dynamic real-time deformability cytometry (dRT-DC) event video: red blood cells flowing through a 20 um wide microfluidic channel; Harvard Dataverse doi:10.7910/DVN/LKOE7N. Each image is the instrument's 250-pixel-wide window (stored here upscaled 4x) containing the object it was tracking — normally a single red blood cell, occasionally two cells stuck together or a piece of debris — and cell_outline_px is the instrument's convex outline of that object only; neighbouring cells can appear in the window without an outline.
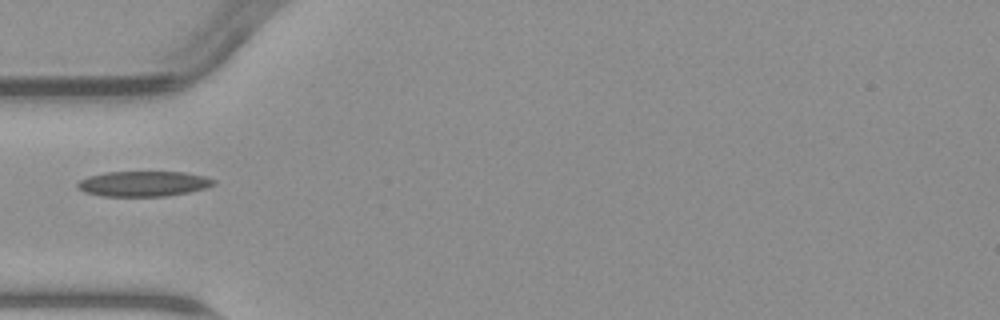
{"species": "common noctule bat (a hibernating species)", "species_latin": "Nyctalus noctula", "temperature_condition": "warm", "stored_images_in_passage": 1, "camera_frame_rate_fps": 3000, "um_per_image_px": 0.085, "animal": {"sex": "male", "body_mass_g": 23.1, "forearm_length_mm": 52.7}, "frame": {"image": 1, "passage_image": 1, "time_ms": 0.0, "image_size_px": [1000, 320], "cell_outline_px": [[216, 184], [208, 188], [168, 196], [104, 196], [84, 192], [76, 188], [76, 184], [80, 180], [88, 176], [104, 172], [184, 172], [208, 176], [216, 180]], "centroid_in_image_um": [12.23, 15.61], "position_along_channel_um": 72.8, "area_um2": 20.35}}